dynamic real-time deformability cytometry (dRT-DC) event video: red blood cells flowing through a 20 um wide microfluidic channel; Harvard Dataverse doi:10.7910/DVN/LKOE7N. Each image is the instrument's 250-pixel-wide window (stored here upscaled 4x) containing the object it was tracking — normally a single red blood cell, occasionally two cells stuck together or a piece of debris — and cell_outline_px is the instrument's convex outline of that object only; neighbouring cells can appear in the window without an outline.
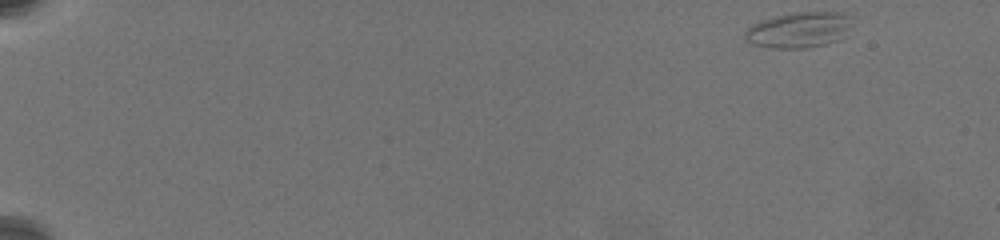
{"species": "common noctule bat (a hibernating species)", "species_latin": "Nyctalus noctula", "temperature_condition": "warm", "stored_images_in_passage": 47, "camera_frame_rate_fps": 3000, "um_per_image_px": 0.085, "animal": {"sex": "female", "body_mass_g": 19.5, "forearm_length_mm": 54.1}, "frame": {"image": 1, "passage_image": 1, "time_ms": 0.0, "image_size_px": [1000, 240], "cell_outline_px": [[852, 16], [840, 40], [828, 44], [804, 48], [772, 48], [752, 44], [744, 40], [744, 32], [752, 24], [760, 20], [792, 12], [840, 12]], "centroid_in_image_um": [67.85, 2.54], "position_along_channel_um": 17.2, "area_um2": 22.25}}
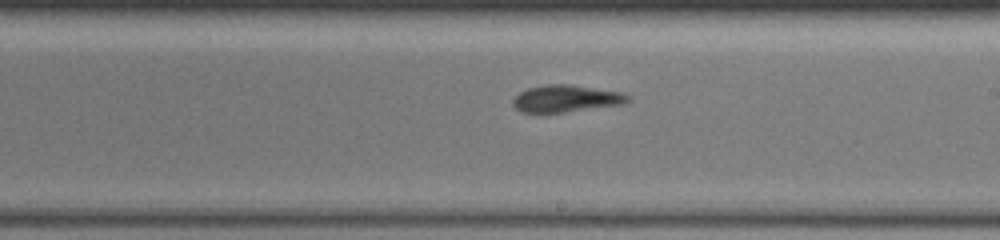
{"frame": {"image": 2, "passage_image": 27, "time_ms": 11.667, "image_size_px": [1000, 240], "cell_outline_px": [[632, 96], [628, 100], [620, 104], [564, 112], [520, 112], [512, 104], [512, 100], [520, 92], [528, 88], [548, 84], [572, 84], [620, 92]], "centroid_in_image_um": [48.08, 8.37], "position_along_channel_um": 240.9, "area_um2": 17.86}}
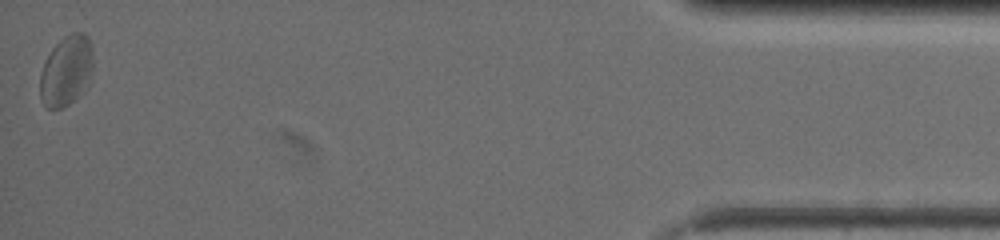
{"frame": {"image": 3, "passage_image": 47, "time_ms": 19.333, "image_size_px": [1000, 240], "cell_outline_px": [[92, 68], [88, 84], [68, 104], [60, 108], [48, 108], [40, 100], [40, 72], [44, 60], [52, 48], [64, 36], [72, 32], [84, 32], [88, 36], [92, 52]], "centroid_in_image_um": [5.61, 5.98], "position_along_channel_um": 429.6, "area_um2": 21.62}, "authors_computed_cell_mechanics": {"area_um2": 18.6694, "velocity_mm_per_s": 3.44, "shape_relaxation_time_tau1_ms": 3.3146, "shape_relaxation_time_tau2_ms": 2.6691, "deformation_change_tau1": 0.1353, "deformation_change_tau2": 0.0905}}